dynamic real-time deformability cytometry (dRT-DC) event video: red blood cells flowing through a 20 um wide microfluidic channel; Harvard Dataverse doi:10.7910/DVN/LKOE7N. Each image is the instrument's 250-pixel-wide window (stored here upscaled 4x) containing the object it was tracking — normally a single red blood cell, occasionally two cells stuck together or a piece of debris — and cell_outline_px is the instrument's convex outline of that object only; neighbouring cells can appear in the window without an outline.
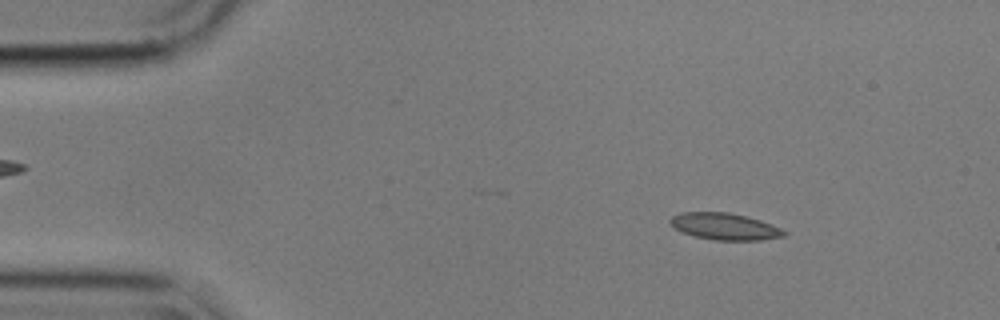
{"species": "common noctule bat (a hibernating species)", "species_latin": "Nyctalus noctula", "temperature_condition": "cold", "stored_images_in_passage": 55, "camera_frame_rate_fps": 3000, "um_per_image_px": 0.085, "animal": {"sex": "male", "body_mass_g": 17.9}, "frame": {"image": 1, "passage_image": 7, "time_ms": 2.0, "image_size_px": [1000, 320], "cell_outline_px": [[788, 232], [784, 236], [760, 240], [712, 240], [680, 232], [672, 228], [668, 224], [668, 220], [672, 216], [680, 212], [728, 212], [748, 216], [772, 224]], "centroid_in_image_um": [61.55, 19.24], "position_along_channel_um": 23.5, "area_um2": 18.03}}
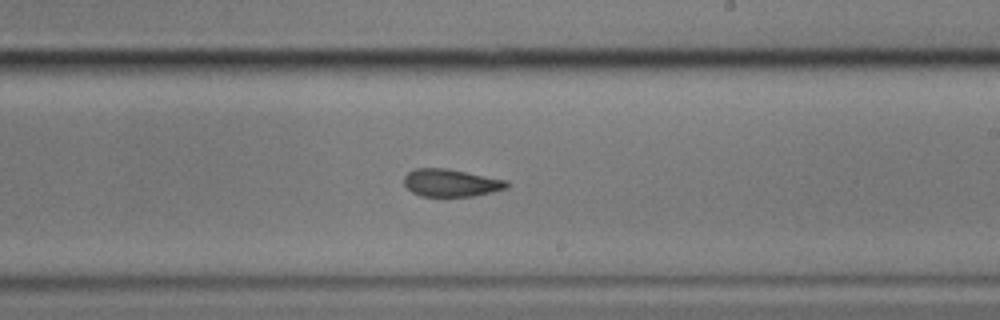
{"frame": {"image": 2, "passage_image": 32, "time_ms": 10.333, "image_size_px": [1000, 320], "cell_outline_px": [[508, 188], [492, 192], [472, 196], [420, 196], [412, 192], [404, 184], [404, 176], [408, 172], [416, 168], [448, 168], [508, 180]], "centroid_in_image_um": [38.34, 15.53], "position_along_channel_um": 250.7, "area_um2": 16.59}}
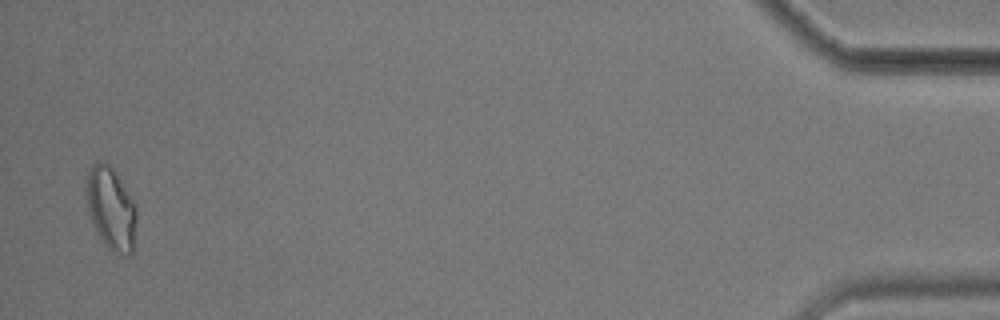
{"frame": {"image": 3, "passage_image": 54, "time_ms": 17.667, "image_size_px": [1000, 320], "cell_outline_px": [[136, 220], [132, 252], [128, 256], [124, 256], [112, 252], [104, 244], [92, 224], [84, 188], [88, 172], [92, 164], [96, 160], [104, 160], [112, 168], [136, 204]], "centroid_in_image_um": [9.41, 17.71], "position_along_channel_um": 425.8, "area_um2": 24.39}, "authors_computed_cell_mechanics": {"area_um2": 17.3978, "velocity_mm_per_s": 3.5608, "shape_relaxation_time_tau1_ms": null, "shape_relaxation_time_tau2_ms": 3.2695, "deformation_change_tau1": null, "deformation_change_tau2": 0.0936}}